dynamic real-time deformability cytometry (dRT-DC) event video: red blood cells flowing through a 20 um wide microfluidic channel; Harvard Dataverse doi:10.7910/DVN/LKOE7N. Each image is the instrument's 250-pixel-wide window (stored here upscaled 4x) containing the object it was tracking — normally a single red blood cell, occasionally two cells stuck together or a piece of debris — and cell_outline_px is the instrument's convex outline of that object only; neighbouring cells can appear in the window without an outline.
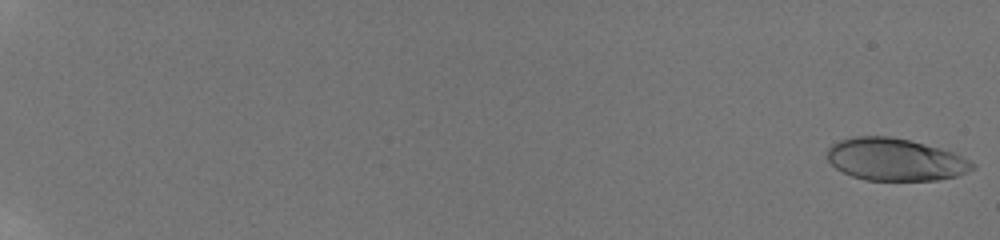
{"species": "human", "species_latin": "Homo sapiens", "temperature_condition": "room temperature", "stored_images_in_passage": 63, "camera_frame_rate_fps": 3000, "um_per_image_px": 0.085, "donor": {"sex": "male"}, "frame": {"image": 1, "passage_image": 1, "time_ms": 0.0, "image_size_px": [1000, 240], "cell_outline_px": [[976, 168], [968, 172], [956, 176], [936, 180], [864, 180], [852, 176], [836, 168], [828, 160], [828, 148], [832, 144], [840, 140], [852, 136], [888, 136], [912, 140], [940, 148], [952, 152], [976, 164]], "centroid_in_image_um": [76.1, 13.55], "position_along_channel_um": 8.9, "area_um2": 35.84}}
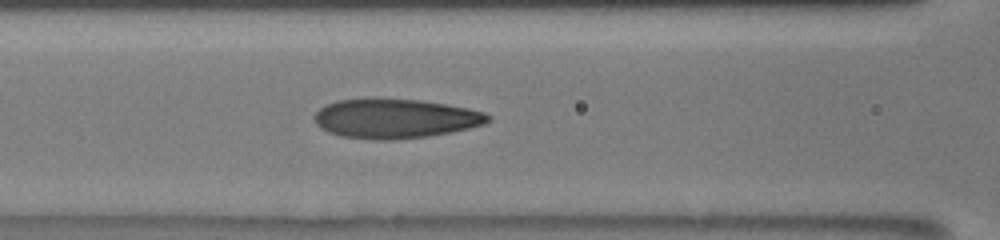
{"frame": {"image": 2, "passage_image": 40, "time_ms": 9.667, "image_size_px": [1000, 240], "cell_outline_px": [[492, 116], [484, 124], [452, 132], [428, 136], [392, 140], [376, 140], [340, 136], [328, 132], [320, 128], [316, 124], [316, 112], [324, 104], [336, 100], [420, 100], [468, 108], [484, 112]], "centroid_in_image_um": [33.59, 10.1], "position_along_channel_um": 133.0, "area_um2": 39.36}}
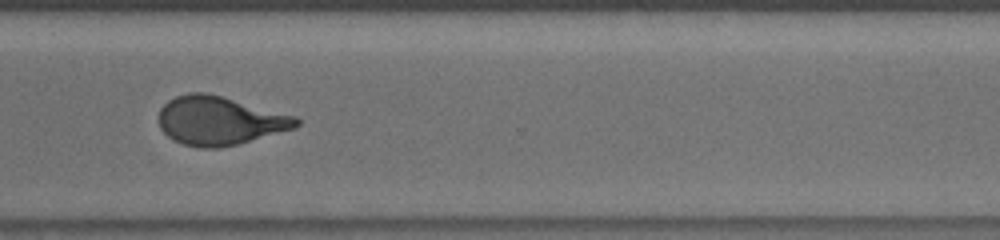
{"frame": {"image": 3, "passage_image": 62, "time_ms": 15.333, "image_size_px": [1000, 240], "cell_outline_px": [[300, 124], [296, 128], [236, 144], [216, 148], [200, 148], [184, 144], [172, 140], [160, 128], [160, 108], [168, 100], [176, 96], [188, 92], [204, 92], [220, 96], [296, 116], [300, 120]], "centroid_in_image_um": [18.66, 10.26], "position_along_channel_um": 351.9, "area_um2": 38.67}}